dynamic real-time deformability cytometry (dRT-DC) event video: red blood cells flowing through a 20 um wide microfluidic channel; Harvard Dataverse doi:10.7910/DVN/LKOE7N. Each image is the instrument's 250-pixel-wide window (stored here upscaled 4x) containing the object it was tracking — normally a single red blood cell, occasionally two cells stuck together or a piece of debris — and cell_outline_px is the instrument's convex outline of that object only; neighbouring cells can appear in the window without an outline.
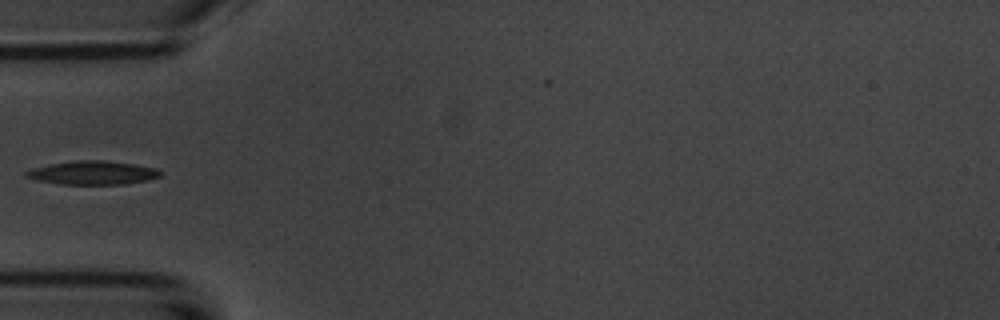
{"species": "common noctule bat (a hibernating species)", "species_latin": "Nyctalus noctula", "temperature_condition": "room temperature", "stored_images_in_passage": 3, "camera_frame_rate_fps": 3000, "um_per_image_px": 0.085, "animal": {"sex": "male", "body_mass_g": 20.1, "forearm_length_mm": 53.5}, "frame": {"image": 1, "passage_image": 3, "time_ms": 2.333, "image_size_px": [1000, 320], "cell_outline_px": [[160, 176], [148, 180], [124, 184], [60, 184], [36, 180], [24, 176], [24, 172], [48, 164], [76, 160], [104, 160], [136, 164], [156, 168], [160, 172]], "centroid_in_image_um": [7.88, 14.68], "position_along_channel_um": 77.1, "area_um2": 18.44}}